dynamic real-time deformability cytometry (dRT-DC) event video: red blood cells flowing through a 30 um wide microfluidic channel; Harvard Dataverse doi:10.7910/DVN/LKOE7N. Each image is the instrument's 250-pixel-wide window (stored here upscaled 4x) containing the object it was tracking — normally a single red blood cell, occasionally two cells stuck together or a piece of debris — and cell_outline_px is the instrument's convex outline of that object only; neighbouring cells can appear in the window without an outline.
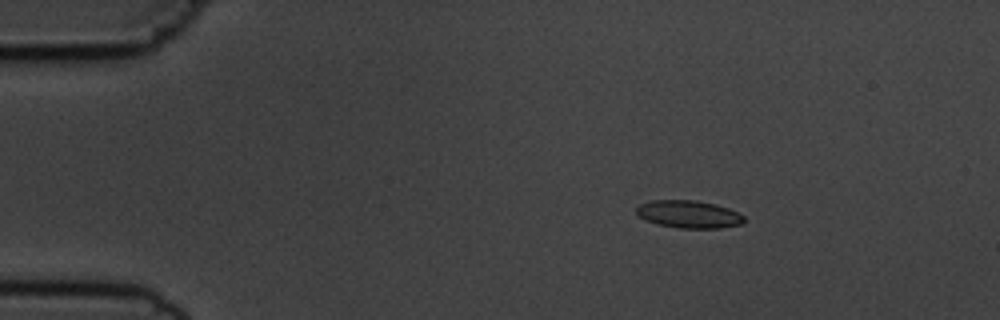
{"species": "common noctule bat (a hibernating species)", "species_latin": "Nyctalus noctula", "temperature_condition": "cold", "stored_images_in_passage": 5, "camera_frame_rate_fps": 3000, "um_per_image_px": 0.085, "animal": {"sex": "male", "body_mass_g": 19.5, "forearm_length_mm": 54.6}, "frame": {"image": 1, "passage_image": 3, "time_ms": 2.333, "image_size_px": [1000, 320], "cell_outline_px": [[744, 224], [720, 228], [680, 228], [656, 224], [640, 216], [636, 212], [636, 208], [640, 204], [652, 200], [696, 200], [716, 204], [740, 212], [744, 216]], "centroid_in_image_um": [58.6, 18.21], "position_along_channel_um": 26.4, "area_um2": 17.4}}